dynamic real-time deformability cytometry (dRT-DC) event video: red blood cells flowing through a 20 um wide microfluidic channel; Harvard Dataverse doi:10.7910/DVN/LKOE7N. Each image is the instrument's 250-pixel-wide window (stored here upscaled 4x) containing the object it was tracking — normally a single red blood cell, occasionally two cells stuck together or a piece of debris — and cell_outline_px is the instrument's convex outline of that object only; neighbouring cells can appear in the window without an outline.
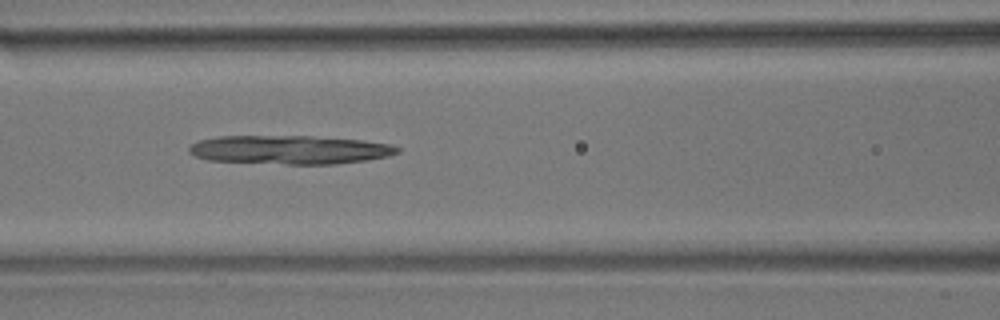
{"species": "common noctule bat (a hibernating species)", "species_latin": "Nyctalus noctula", "temperature_condition": "room temperature", "stored_images_in_passage": 6, "camera_frame_rate_fps": 3000, "um_per_image_px": 0.085, "animal": {"sex": "male", "body_mass_g": 17.9}, "frame": {"image": 1, "passage_image": 5, "time_ms": 4.667, "image_size_px": [1000, 320], "cell_outline_px": [[400, 152], [388, 156], [368, 160], [332, 164], [288, 164], [208, 160], [196, 156], [188, 152], [188, 148], [192, 144], [200, 140], [216, 136], [312, 136], [360, 140], [392, 144], [400, 148]], "centroid_in_image_um": [24.64, 12.72], "position_along_channel_um": 142.0, "area_um2": 34.85}}
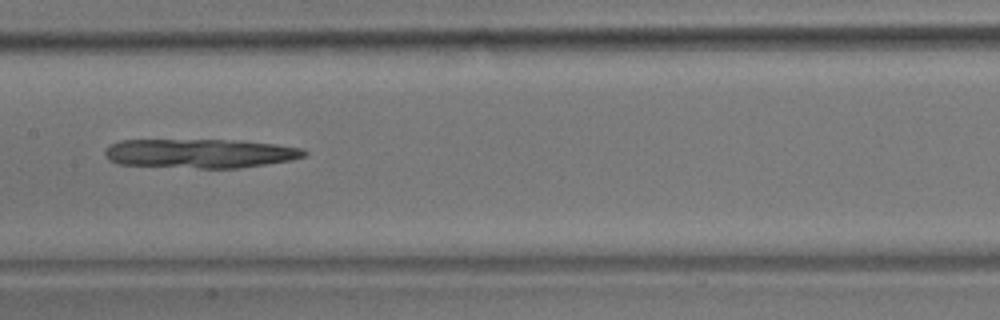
{"frame": {"image": 2, "passage_image": 6, "time_ms": 6.0, "image_size_px": [1000, 320], "cell_outline_px": [[308, 152], [304, 156], [292, 160], [240, 168], [200, 168], [120, 164], [108, 160], [104, 156], [104, 152], [112, 144], [120, 140], [244, 140], [276, 144], [304, 148]], "centroid_in_image_um": [17.05, 13.03], "position_along_channel_um": 190.3, "area_um2": 33.99}}